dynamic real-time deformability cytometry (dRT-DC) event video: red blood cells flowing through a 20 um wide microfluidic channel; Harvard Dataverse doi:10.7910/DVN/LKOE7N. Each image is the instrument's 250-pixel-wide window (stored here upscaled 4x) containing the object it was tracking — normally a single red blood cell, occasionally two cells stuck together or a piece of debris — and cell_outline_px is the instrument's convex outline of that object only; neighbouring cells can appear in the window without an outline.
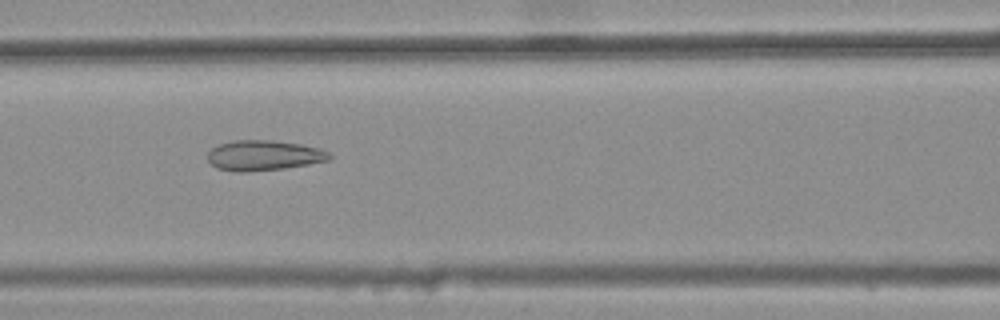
{"species": "common noctule bat (a hibernating species)", "species_latin": "Nyctalus noctula", "temperature_condition": "warm", "stored_images_in_passage": 35, "camera_frame_rate_fps": 3000, "um_per_image_px": 0.085, "animal": {"sex": "female", "body_mass_g": 25.1}, "frame": {"image": 1, "passage_image": 11, "time_ms": 3.333, "image_size_px": [1000, 320], "cell_outline_px": [[332, 156], [328, 160], [308, 164], [284, 168], [244, 172], [240, 172], [216, 168], [208, 160], [208, 152], [212, 148], [220, 144], [232, 140], [272, 140], [300, 144], [320, 148], [328, 152]], "centroid_in_image_um": [22.41, 13.2], "position_along_channel_um": 144.2, "area_um2": 21.33}}
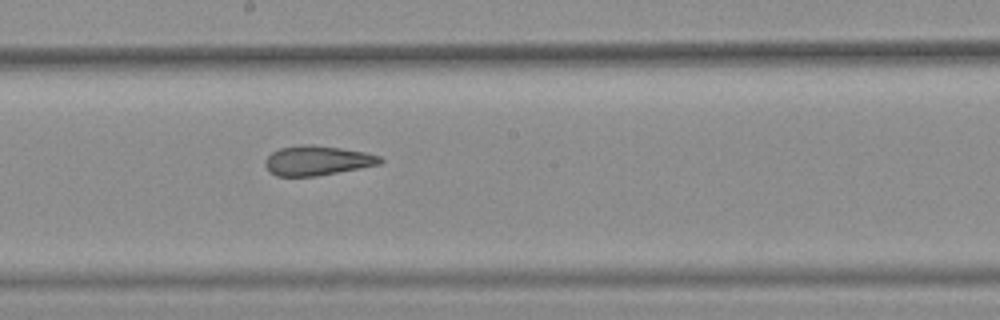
{"frame": {"image": 2, "passage_image": 17, "time_ms": 5.333, "image_size_px": [1000, 320], "cell_outline_px": [[384, 160], [380, 164], [360, 168], [316, 176], [276, 176], [264, 164], [264, 160], [272, 152], [280, 148], [304, 144], [312, 144], [340, 148], [364, 152], [380, 156]], "centroid_in_image_um": [26.97, 13.64], "position_along_channel_um": 221.2, "area_um2": 19.71}}
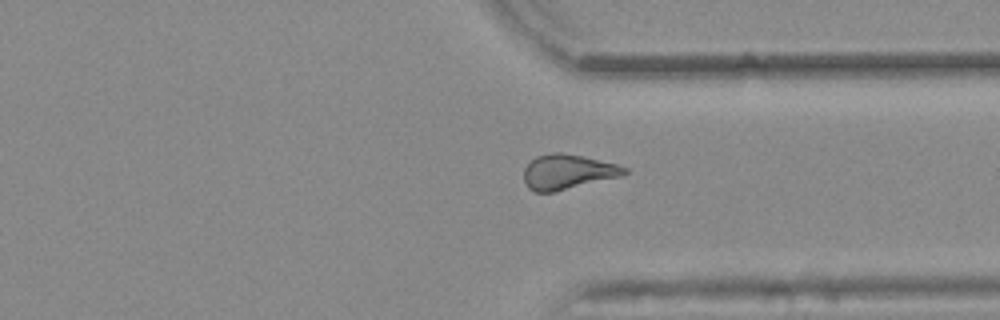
{"frame": {"image": 3, "passage_image": 28, "time_ms": 9.0, "image_size_px": [1000, 320], "cell_outline_px": [[628, 172], [620, 176], [552, 192], [536, 192], [528, 188], [524, 180], [524, 168], [536, 156], [552, 152], [560, 152], [584, 156], [616, 164], [628, 168]], "centroid_in_image_um": [48.23, 14.59], "position_along_channel_um": 363.2, "area_um2": 20.23}, "authors_computed_cell_mechanics": {"area_um2": 20.23, "velocity_mm_per_s": 3.8635, "shape_relaxation_time_tau1_ms": null, "shape_relaxation_time_tau2_ms": 2.8507, "deformation_change_tau1": null, "deformation_change_tau2": 0.1221}}